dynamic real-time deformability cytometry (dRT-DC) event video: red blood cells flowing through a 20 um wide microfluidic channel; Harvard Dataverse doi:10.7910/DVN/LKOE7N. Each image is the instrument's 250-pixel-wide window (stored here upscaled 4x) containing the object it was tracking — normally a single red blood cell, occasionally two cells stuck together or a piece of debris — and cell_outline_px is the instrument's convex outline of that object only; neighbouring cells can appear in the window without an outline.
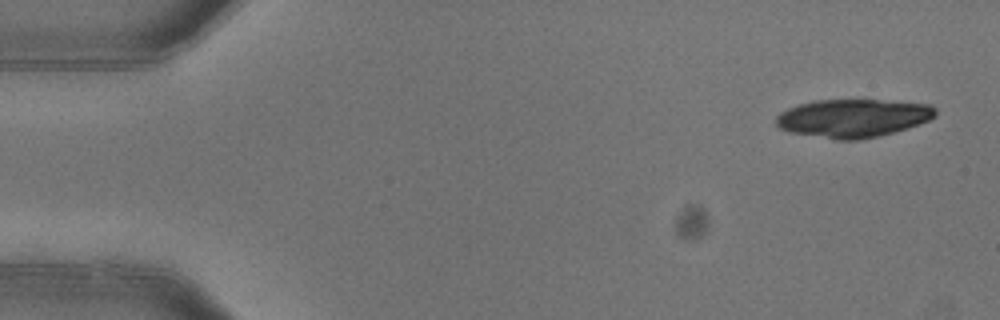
{"species": "common noctule bat (a hibernating species)", "species_latin": "Nyctalus noctula", "temperature_condition": "warm", "stored_images_in_passage": 4, "camera_frame_rate_fps": 3000, "um_per_image_px": 0.085, "animal": {"sex": "female"}, "frame": {"image": 1, "passage_image": 1, "time_ms": 0.0, "image_size_px": [1000, 320], "cell_outline_px": [[936, 116], [928, 120], [908, 128], [860, 140], [836, 140], [788, 132], [780, 128], [776, 124], [776, 116], [780, 112], [788, 108], [812, 100], [880, 100], [932, 104], [936, 108]], "centroid_in_image_um": [72.49, 10.04], "position_along_channel_um": 12.5, "area_um2": 35.6}}